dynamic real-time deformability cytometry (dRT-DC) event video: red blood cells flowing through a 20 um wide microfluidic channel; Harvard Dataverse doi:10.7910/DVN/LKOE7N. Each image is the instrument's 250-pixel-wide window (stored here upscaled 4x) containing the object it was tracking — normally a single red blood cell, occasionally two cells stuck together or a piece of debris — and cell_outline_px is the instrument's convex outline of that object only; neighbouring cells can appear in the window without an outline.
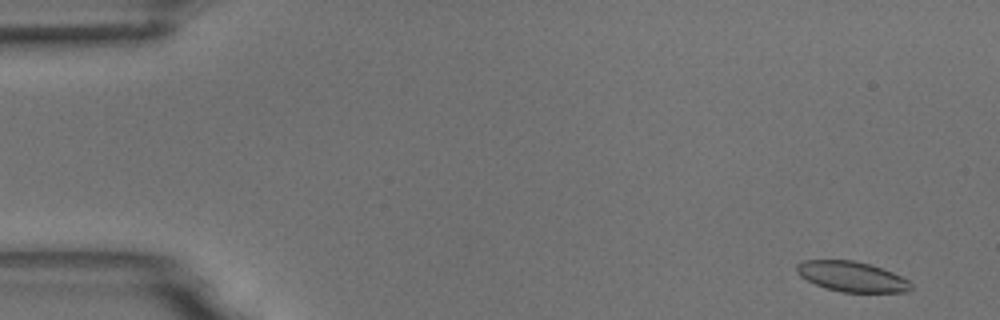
{"species": "common noctule bat (a hibernating species)", "species_latin": "Nyctalus noctula", "temperature_condition": "room temperature", "stored_images_in_passage": 16, "camera_frame_rate_fps": 3000, "um_per_image_px": 0.085, "animal": {"sex": "male", "body_mass_g": 18.8}, "frame": {"image": 1, "passage_image": 2, "time_ms": 0.333, "image_size_px": [1000, 320], "cell_outline_px": [[912, 288], [908, 292], [840, 292], [816, 284], [800, 276], [796, 272], [796, 264], [804, 260], [852, 260], [868, 264], [892, 272], [908, 280], [912, 284]], "centroid_in_image_um": [72.4, 23.51], "position_along_channel_um": 12.6, "area_um2": 19.94}}
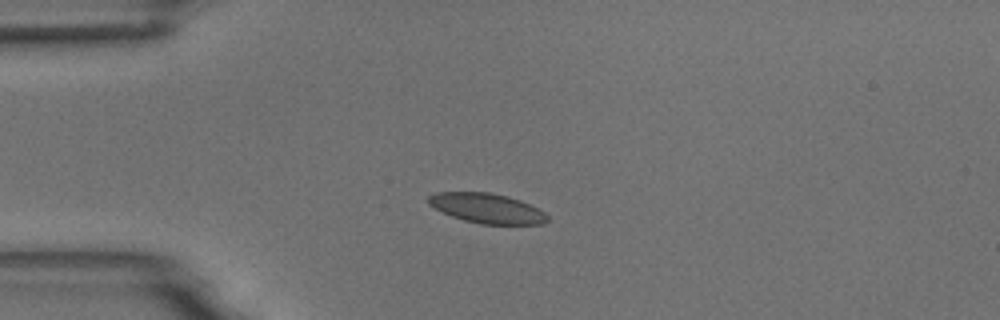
{"frame": {"image": 2, "passage_image": 13, "time_ms": 4.0, "image_size_px": [1000, 320], "cell_outline_px": [[548, 220], [544, 224], [480, 224], [464, 220], [452, 216], [428, 204], [428, 196], [436, 192], [488, 192], [508, 196], [520, 200], [544, 212], [548, 216]], "centroid_in_image_um": [41.39, 17.7], "position_along_channel_um": 43.6, "area_um2": 20.52}}